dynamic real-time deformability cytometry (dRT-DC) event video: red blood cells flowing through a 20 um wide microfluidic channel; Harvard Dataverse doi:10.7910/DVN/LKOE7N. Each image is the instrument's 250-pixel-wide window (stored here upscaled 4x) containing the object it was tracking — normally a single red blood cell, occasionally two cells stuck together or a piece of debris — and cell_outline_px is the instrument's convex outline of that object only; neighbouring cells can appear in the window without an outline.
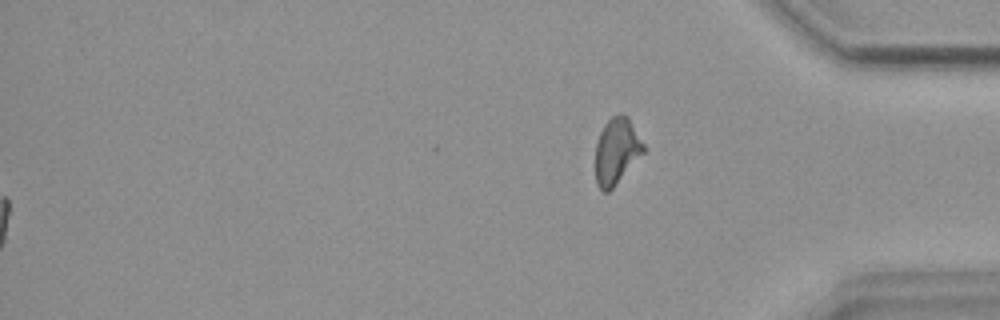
{"species": "common noctule bat (a hibernating species)", "species_latin": "Nyctalus noctula", "temperature_condition": "warm", "stored_images_in_passage": 40, "segment_of_instrument_passage": [2, 2], "camera_frame_rate_fps": 3000, "um_per_image_px": 0.085, "animal": {"sex": "female", "body_mass_g": 18.4}, "frame": {"image": 1, "passage_image": 40, "time_ms": 13.0, "image_size_px": [1000, 320], "cell_outline_px": [[644, 152], [612, 188], [608, 192], [604, 192], [596, 184], [596, 144], [600, 132], [604, 124], [612, 116], [620, 112], [624, 112], [628, 116], [644, 144]], "centroid_in_image_um": [52.41, 12.79], "position_along_channel_um": 382.8, "area_um2": 18.44}}